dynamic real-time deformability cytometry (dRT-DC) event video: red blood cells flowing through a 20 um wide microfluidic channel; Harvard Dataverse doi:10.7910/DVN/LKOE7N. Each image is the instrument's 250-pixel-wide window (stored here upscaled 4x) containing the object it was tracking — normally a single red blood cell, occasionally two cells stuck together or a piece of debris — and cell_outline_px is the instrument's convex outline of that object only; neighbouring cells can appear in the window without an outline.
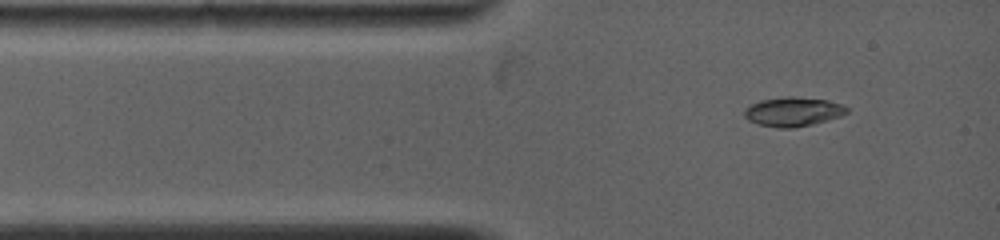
{"species": "common noctule bat (a hibernating species)", "species_latin": "Nyctalus noctula", "temperature_condition": "warm", "stored_images_in_passage": 6, "camera_frame_rate_fps": 5000, "um_per_image_px": 0.085, "animal": {"sex": "female", "body_mass_g": 19.0, "forearm_length_mm": 53.3}, "frame": {"image": 1, "passage_image": 3, "time_ms": 0.8, "image_size_px": [1000, 240], "cell_outline_px": [[848, 112], [840, 116], [812, 124], [792, 128], [780, 128], [756, 124], [748, 120], [744, 116], [744, 108], [760, 100], [784, 96], [792, 96], [828, 100], [840, 104], [848, 108]], "centroid_in_image_um": [67.37, 9.49], "position_along_channel_um": 17.6, "area_um2": 17.46}}
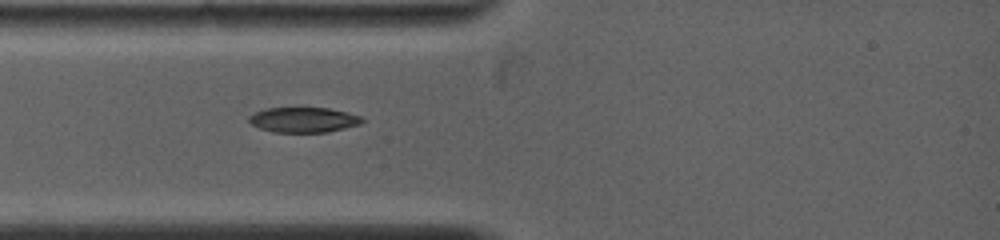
{"frame": {"image": 2, "passage_image": 6, "time_ms": 2.4, "image_size_px": [1000, 240], "cell_outline_px": [[364, 120], [360, 124], [328, 132], [272, 132], [260, 128], [252, 124], [248, 120], [248, 116], [256, 112], [268, 108], [328, 108], [348, 112], [360, 116]], "centroid_in_image_um": [25.8, 10.18], "position_along_channel_um": 59.2, "area_um2": 16.47}}